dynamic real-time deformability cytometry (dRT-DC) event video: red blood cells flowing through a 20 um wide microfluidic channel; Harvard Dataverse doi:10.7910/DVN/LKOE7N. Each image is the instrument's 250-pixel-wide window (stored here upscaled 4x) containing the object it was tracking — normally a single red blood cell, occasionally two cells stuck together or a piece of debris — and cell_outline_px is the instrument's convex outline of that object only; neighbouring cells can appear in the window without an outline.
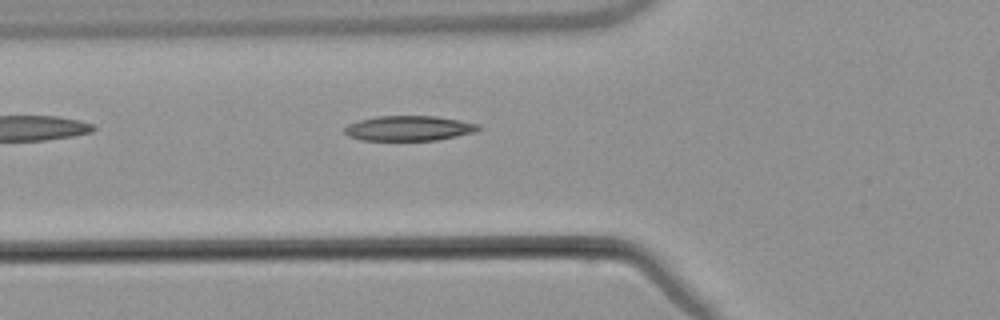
{"species": "common noctule bat (a hibernating species)", "species_latin": "Nyctalus noctula", "temperature_condition": "warm", "stored_images_in_passage": 2, "camera_frame_rate_fps": 3000, "um_per_image_px": 0.085, "animal": {"sex": "male", "body_mass_g": 21.5, "forearm_length_mm": 52.0}, "frame": {"image": 1, "passage_image": 2, "time_ms": 1.333, "image_size_px": [1000, 320], "cell_outline_px": [[480, 128], [476, 132], [436, 140], [360, 140], [348, 136], [344, 132], [344, 128], [348, 124], [360, 120], [376, 116], [436, 116], [460, 120], [480, 124]], "centroid_in_image_um": [34.76, 10.9], "position_along_channel_um": 91.0, "area_um2": 19.54}}